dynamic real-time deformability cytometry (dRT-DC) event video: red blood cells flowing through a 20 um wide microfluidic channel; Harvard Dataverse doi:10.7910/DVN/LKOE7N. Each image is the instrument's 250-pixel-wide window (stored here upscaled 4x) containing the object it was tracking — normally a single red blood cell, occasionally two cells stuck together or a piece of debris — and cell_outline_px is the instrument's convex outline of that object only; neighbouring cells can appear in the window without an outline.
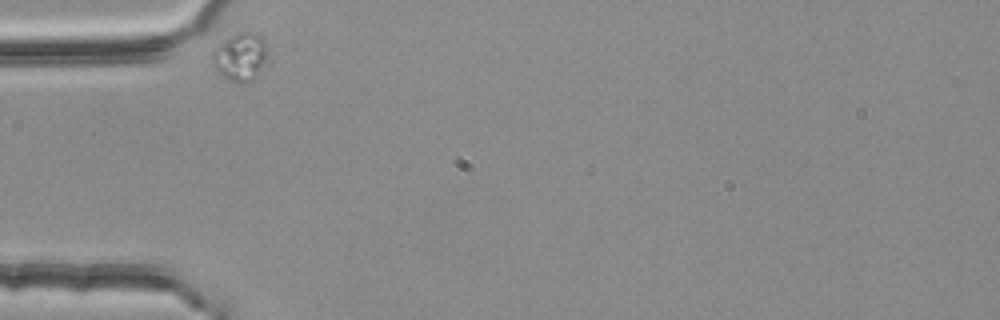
{"species": "common noctule bat (a hibernating species)", "species_latin": "Nyctalus noctula", "temperature_condition": "room temperature", "stored_images_in_passage": 2, "camera_frame_rate_fps": 3000, "um_per_image_px": 0.085, "animal": {"sex": "female", "body_mass_g": 25.1}, "frame": {"image": 1, "passage_image": 1, "time_ms": 0.0, "image_size_px": [1000, 320], "cell_outline_px": [[268, 52], [252, 80], [228, 80], [220, 76], [212, 64], [212, 52], [216, 48], [232, 36], [240, 32], [256, 32], [264, 40], [268, 48]], "centroid_in_image_um": [20.4, 4.79], "position_along_channel_um": 64.6, "area_um2": 14.74}}